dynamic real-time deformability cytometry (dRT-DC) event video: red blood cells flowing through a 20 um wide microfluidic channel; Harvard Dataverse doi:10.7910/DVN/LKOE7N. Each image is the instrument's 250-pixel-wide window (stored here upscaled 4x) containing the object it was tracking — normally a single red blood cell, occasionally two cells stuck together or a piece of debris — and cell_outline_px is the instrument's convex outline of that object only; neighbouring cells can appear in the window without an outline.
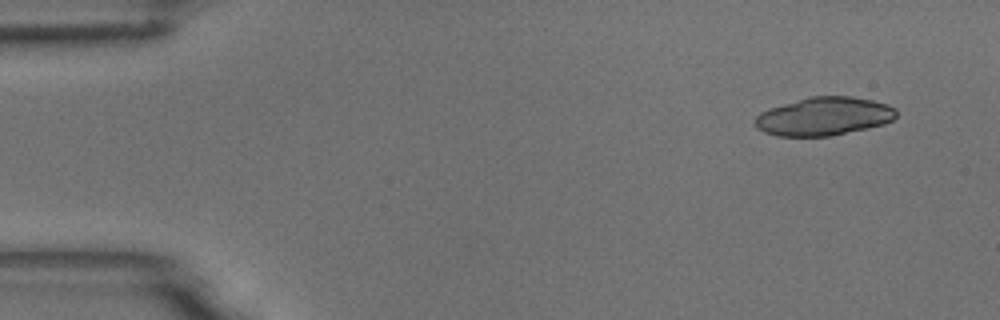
{"species": "common noctule bat (a hibernating species)", "species_latin": "Nyctalus noctula", "temperature_condition": "room temperature", "stored_images_in_passage": 10, "camera_frame_rate_fps": 3000, "um_per_image_px": 0.085, "animal": {"sex": "male", "body_mass_g": 18.8}, "frame": {"image": 1, "passage_image": 1, "time_ms": 0.0, "image_size_px": [1000, 320], "cell_outline_px": [[896, 116], [892, 120], [884, 124], [868, 128], [828, 136], [776, 136], [764, 132], [756, 128], [756, 116], [760, 112], [768, 108], [808, 96], [852, 96], [872, 100], [888, 104], [896, 108]], "centroid_in_image_um": [70.03, 9.88], "position_along_channel_um": 15.0, "area_um2": 31.67}}